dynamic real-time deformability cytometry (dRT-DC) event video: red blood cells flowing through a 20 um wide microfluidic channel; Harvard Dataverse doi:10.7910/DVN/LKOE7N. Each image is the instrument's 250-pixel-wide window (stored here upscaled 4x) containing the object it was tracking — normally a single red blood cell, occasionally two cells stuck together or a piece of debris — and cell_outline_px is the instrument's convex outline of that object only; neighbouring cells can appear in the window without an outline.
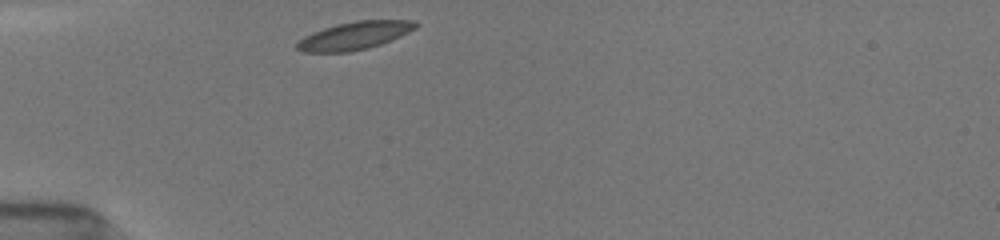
{"species": "common noctule bat (a hibernating species)", "species_latin": "Nyctalus noctula", "temperature_condition": "room temperature", "stored_images_in_passage": 42, "camera_frame_rate_fps": 3000, "um_per_image_px": 0.085, "animal": {"sex": "female", "body_mass_g": 19.5, "forearm_length_mm": 54.1}, "frame": {"image": 1, "passage_image": 1, "time_ms": 0.0, "image_size_px": [1000, 240], "cell_outline_px": [[420, 24], [416, 28], [392, 40], [368, 48], [352, 52], [300, 52], [296, 48], [296, 44], [304, 36], [312, 32], [336, 24], [356, 20], [416, 20]], "centroid_in_image_um": [30.15, 3.02], "position_along_channel_um": 54.9, "area_um2": 19.42}}
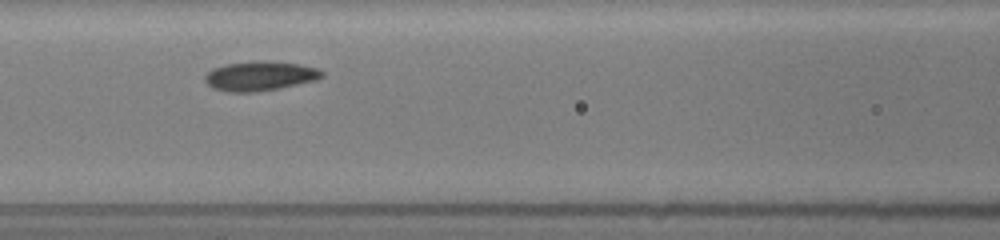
{"frame": {"image": 2, "passage_image": 12, "time_ms": 2.667, "image_size_px": [1000, 240], "cell_outline_px": [[324, 76], [316, 80], [280, 88], [256, 92], [228, 92], [212, 88], [204, 80], [204, 76], [212, 68], [224, 64], [264, 60], [300, 64], [316, 68], [324, 72]], "centroid_in_image_um": [22.08, 6.46], "position_along_channel_um": 144.5, "area_um2": 20.23}}
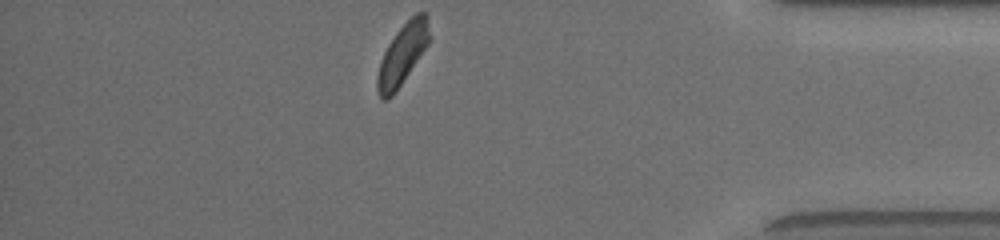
{"frame": {"image": 3, "passage_image": 41, "time_ms": 10.0, "image_size_px": [1000, 240], "cell_outline_px": [[432, 36], [428, 44], [392, 96], [388, 100], [384, 100], [380, 96], [376, 88], [376, 76], [380, 60], [388, 44], [396, 32], [416, 12], [428, 12]], "centroid_in_image_um": [34.23, 4.57], "position_along_channel_um": 401.0, "area_um2": 18.5}, "authors_computed_cell_mechanics": {"area_um2": 19.4786, "velocity_mm_per_s": 3.8999, "shape_relaxation_time_tau1_ms": 3.3045, "shape_relaxation_time_tau2_ms": 3.0943, "deformation_change_tau1": 0.0865, "deformation_change_tau2": 0.0873}}